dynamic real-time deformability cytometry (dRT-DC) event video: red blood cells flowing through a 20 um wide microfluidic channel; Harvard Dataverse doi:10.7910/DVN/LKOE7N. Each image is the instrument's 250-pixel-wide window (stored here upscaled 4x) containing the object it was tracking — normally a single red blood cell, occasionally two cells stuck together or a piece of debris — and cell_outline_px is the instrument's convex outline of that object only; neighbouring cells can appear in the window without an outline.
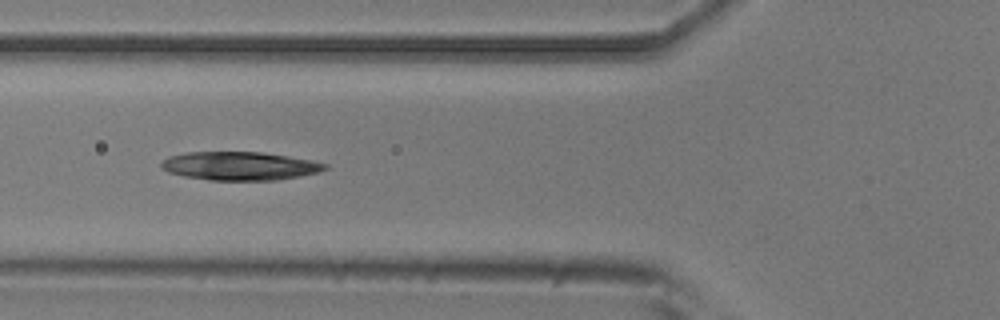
{"species": "common noctule bat (a hibernating species)", "species_latin": "Nyctalus noctula", "temperature_condition": "room temperature", "stored_images_in_passage": 7, "camera_frame_rate_fps": 3000, "um_per_image_px": 0.085, "animal": {"sex": "male", "body_mass_g": 20.5, "forearm_length_mm": 52.5}, "frame": {"image": 1, "passage_image": 6, "time_ms": 6.0, "image_size_px": [1000, 320], "cell_outline_px": [[328, 168], [320, 172], [300, 176], [276, 180], [208, 180], [184, 176], [168, 172], [160, 168], [160, 164], [168, 156], [184, 152], [260, 152], [288, 156], [312, 160], [328, 164]], "centroid_in_image_um": [20.37, 14.1], "position_along_channel_um": 105.4, "area_um2": 27.28}}
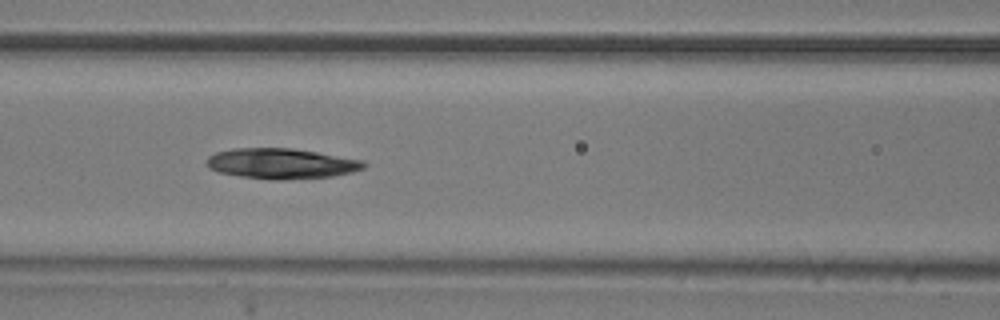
{"frame": {"image": 2, "passage_image": 7, "time_ms": 7.0, "image_size_px": [1000, 320], "cell_outline_px": [[368, 164], [364, 168], [352, 172], [332, 176], [280, 180], [272, 180], [240, 176], [220, 172], [208, 168], [208, 156], [216, 152], [232, 148], [292, 148], [364, 160]], "centroid_in_image_um": [23.93, 13.9], "position_along_channel_um": 142.7, "area_um2": 27.8}}